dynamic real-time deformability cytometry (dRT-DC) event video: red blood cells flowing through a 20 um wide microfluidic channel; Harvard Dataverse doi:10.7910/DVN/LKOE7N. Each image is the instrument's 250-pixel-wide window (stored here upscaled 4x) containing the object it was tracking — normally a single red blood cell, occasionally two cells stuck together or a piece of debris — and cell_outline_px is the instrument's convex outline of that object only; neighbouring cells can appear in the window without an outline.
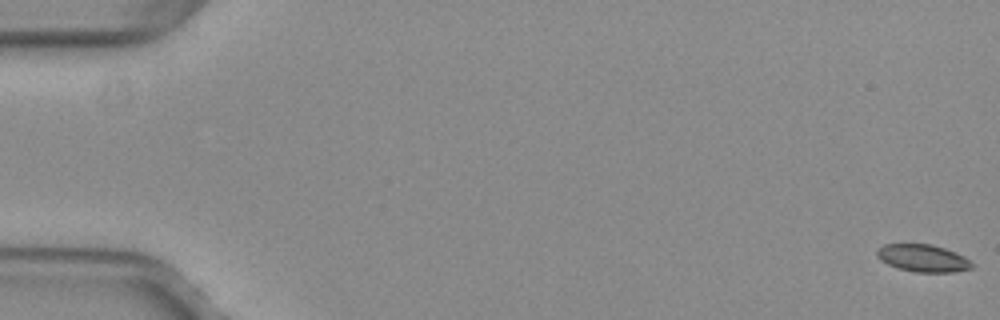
{"species": "common noctule bat (a hibernating species)", "species_latin": "Nyctalus noctula", "temperature_condition": "warm", "stored_images_in_passage": 18, "camera_frame_rate_fps": 3000, "um_per_image_px": 0.085, "animal": {"sex": "female", "body_mass_g": 29.2, "forearm_length_mm": 56.3}, "frame": {"image": 1, "passage_image": 1, "time_ms": 0.0, "image_size_px": [1000, 320], "cell_outline_px": [[972, 268], [952, 272], [916, 272], [900, 268], [888, 264], [880, 260], [876, 256], [876, 248], [884, 244], [932, 244], [956, 252], [972, 260]], "centroid_in_image_um": [78.44, 21.93], "position_along_channel_um": 6.6, "area_um2": 15.2}}
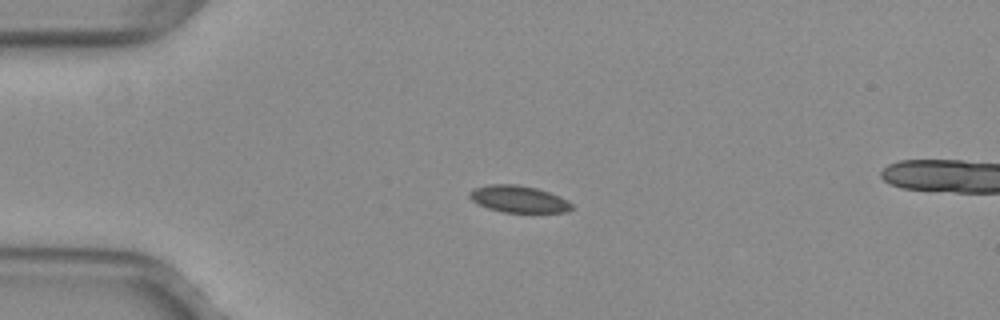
{"frame": {"image": 2, "passage_image": 14, "time_ms": 4.333, "image_size_px": [1000, 320], "cell_outline_px": [[572, 208], [568, 212], [504, 212], [488, 208], [476, 204], [468, 196], [468, 192], [472, 188], [488, 184], [516, 184], [536, 188], [560, 196], [568, 200], [572, 204]], "centroid_in_image_um": [44.04, 16.91], "position_along_channel_um": 41.0, "area_um2": 16.13}}